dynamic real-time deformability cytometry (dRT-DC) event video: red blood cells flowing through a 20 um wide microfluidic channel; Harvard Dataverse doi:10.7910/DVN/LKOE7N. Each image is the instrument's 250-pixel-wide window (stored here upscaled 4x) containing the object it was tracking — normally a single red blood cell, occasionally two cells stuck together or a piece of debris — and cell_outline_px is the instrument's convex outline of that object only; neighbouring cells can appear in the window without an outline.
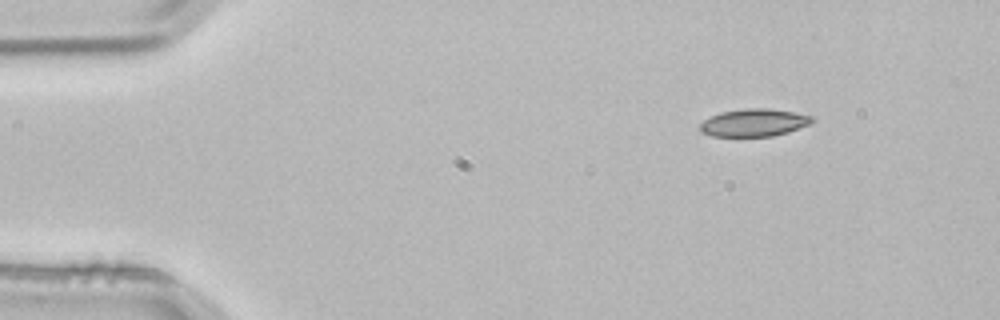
{"species": "common noctule bat (a hibernating species)", "species_latin": "Nyctalus noctula", "temperature_condition": "room temperature", "stored_images_in_passage": 3, "camera_frame_rate_fps": 3000, "um_per_image_px": 0.085, "animal": {"sex": "male", "body_mass_g": 21.5, "forearm_length_mm": 52.0}, "frame": {"image": 1, "passage_image": 1, "time_ms": 0.0, "image_size_px": [1000, 320], "cell_outline_px": [[816, 120], [812, 124], [788, 132], [772, 136], [712, 136], [700, 132], [700, 124], [704, 120], [720, 112], [744, 108], [768, 108], [816, 116]], "centroid_in_image_um": [64.14, 10.42], "position_along_channel_um": 20.9, "area_um2": 18.21}}
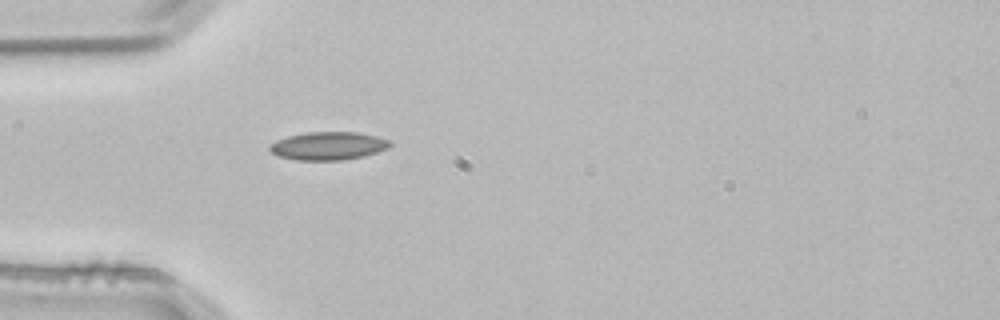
{"frame": {"image": 2, "passage_image": 3, "time_ms": 0.667, "image_size_px": [1000, 320], "cell_outline_px": [[392, 144], [388, 148], [364, 156], [340, 160], [296, 160], [280, 156], [272, 152], [268, 148], [276, 140], [288, 136], [308, 132], [356, 132], [376, 136], [388, 140]], "centroid_in_image_um": [27.9, 12.4], "position_along_channel_um": 57.1, "area_um2": 19.48}}